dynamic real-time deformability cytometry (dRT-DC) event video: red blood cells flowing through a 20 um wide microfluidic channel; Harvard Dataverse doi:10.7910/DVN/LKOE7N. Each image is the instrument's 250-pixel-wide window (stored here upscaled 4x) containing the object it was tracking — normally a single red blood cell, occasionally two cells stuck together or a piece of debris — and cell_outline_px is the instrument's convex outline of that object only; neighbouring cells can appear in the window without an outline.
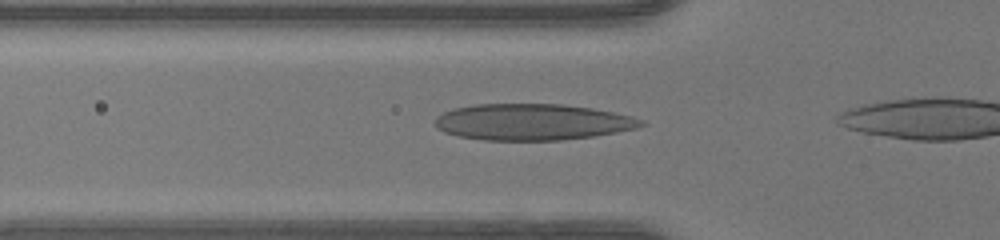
{"species": "human", "species_latin": "Homo sapiens", "temperature_condition": "warm", "stored_images_in_passage": 13, "camera_frame_rate_fps": 3000, "um_per_image_px": 0.085, "donor": {"sex": "female"}, "frame": {"image": 1, "passage_image": 8, "time_ms": 2.333, "image_size_px": [1000, 240], "cell_outline_px": [[648, 124], [636, 128], [616, 132], [592, 136], [560, 140], [484, 140], [460, 136], [444, 132], [436, 128], [436, 116], [452, 108], [476, 104], [564, 104], [592, 108], [632, 116], [644, 120]], "centroid_in_image_um": [45.26, 10.36], "position_along_channel_um": 80.5, "area_um2": 43.64}}
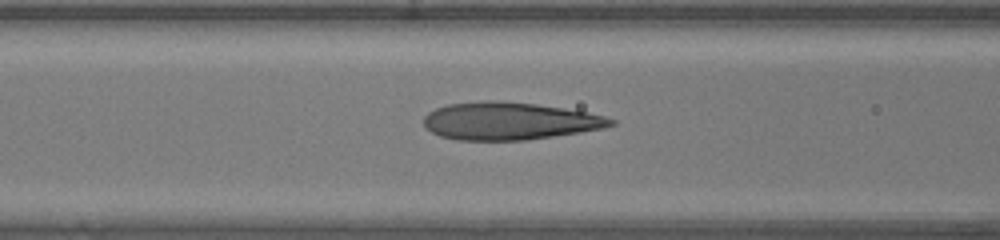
{"frame": {"image": 2, "passage_image": 11, "time_ms": 3.333, "image_size_px": [1000, 240], "cell_outline_px": [[616, 124], [604, 128], [580, 132], [528, 140], [456, 140], [440, 136], [432, 132], [424, 124], [424, 116], [428, 112], [436, 108], [448, 104], [488, 100], [496, 100], [536, 104], [564, 108], [588, 112], [604, 116], [616, 120]], "centroid_in_image_um": [43.31, 10.29], "position_along_channel_um": 123.3, "area_um2": 40.98}}